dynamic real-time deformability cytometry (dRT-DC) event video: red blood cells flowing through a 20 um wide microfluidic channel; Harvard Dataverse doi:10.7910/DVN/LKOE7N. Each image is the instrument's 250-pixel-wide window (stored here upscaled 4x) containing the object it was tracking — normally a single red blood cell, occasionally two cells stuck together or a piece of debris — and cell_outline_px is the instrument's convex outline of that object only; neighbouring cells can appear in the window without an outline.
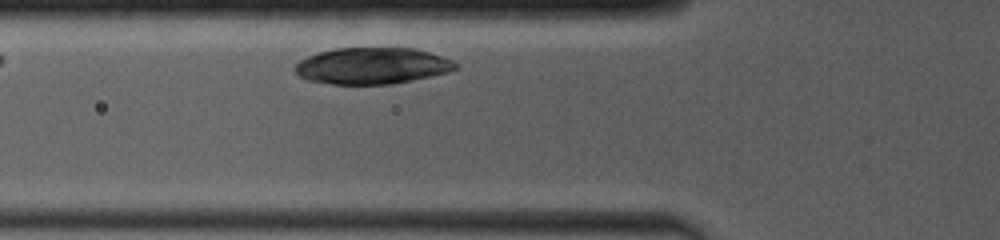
{"species": "common noctule bat (a hibernating species)", "species_latin": "Nyctalus noctula", "temperature_condition": "room temperature", "stored_images_in_passage": 2, "camera_frame_rate_fps": 4000, "um_per_image_px": 0.085, "animal": {"sex": "female", "body_mass_g": 19.0, "forearm_length_mm": 53.3}, "frame": {"image": 1, "passage_image": 2, "time_ms": 1.0, "image_size_px": [1000, 240], "cell_outline_px": [[456, 68], [448, 72], [392, 84], [332, 84], [308, 80], [300, 76], [296, 72], [296, 64], [300, 60], [308, 56], [320, 52], [336, 48], [416, 48], [452, 60], [456, 64]], "centroid_in_image_um": [31.62, 5.59], "position_along_channel_um": 94.2, "area_um2": 33.7}}